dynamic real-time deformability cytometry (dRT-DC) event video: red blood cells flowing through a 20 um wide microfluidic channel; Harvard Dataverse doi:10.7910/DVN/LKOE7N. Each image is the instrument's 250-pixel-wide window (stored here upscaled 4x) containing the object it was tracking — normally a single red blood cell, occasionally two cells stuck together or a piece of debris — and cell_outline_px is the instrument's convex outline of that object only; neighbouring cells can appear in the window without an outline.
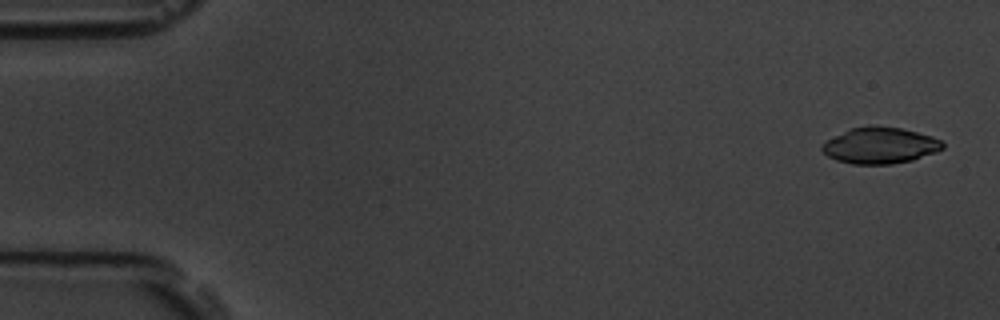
{"species": "common noctule bat (a hibernating species)", "species_latin": "Nyctalus noctula", "temperature_condition": "room temperature", "stored_images_in_passage": 5, "camera_frame_rate_fps": 3000, "um_per_image_px": 0.085, "animal": {"sex": "male", "body_mass_g": 19.5, "forearm_length_mm": 54.6}, "frame": {"image": 1, "passage_image": 1, "time_ms": 0.0, "image_size_px": [1000, 320], "cell_outline_px": [[944, 148], [936, 152], [912, 160], [892, 164], [852, 164], [836, 160], [828, 156], [820, 148], [820, 144], [848, 128], [872, 124], [900, 128], [932, 136], [940, 140], [944, 144]], "centroid_in_image_um": [74.77, 12.35], "position_along_channel_um": 10.2, "area_um2": 25.72}}
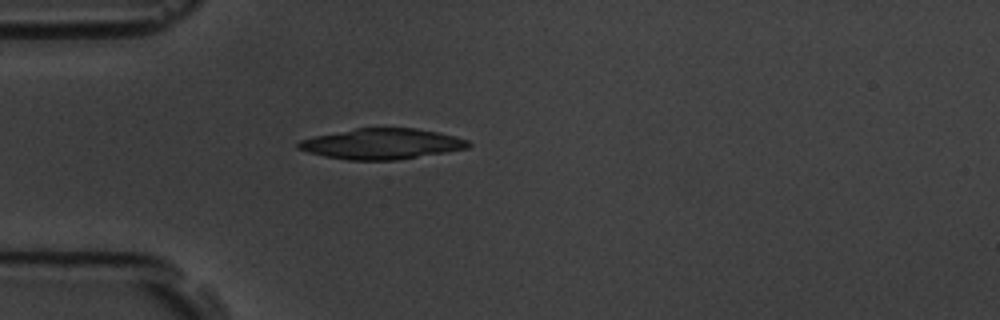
{"frame": {"image": 2, "passage_image": 5, "time_ms": 4.667, "image_size_px": [1000, 320], "cell_outline_px": [[472, 144], [468, 148], [396, 160], [348, 160], [324, 156], [308, 152], [296, 148], [296, 144], [300, 140], [312, 136], [356, 128], [416, 128], [440, 132], [468, 140]], "centroid_in_image_um": [32.42, 12.22], "position_along_channel_um": 52.6, "area_um2": 30.35}}